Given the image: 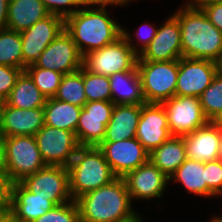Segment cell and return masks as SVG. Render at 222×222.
Returning a JSON list of instances; mask_svg holds the SVG:
<instances>
[{
    "mask_svg": "<svg viewBox=\"0 0 222 222\" xmlns=\"http://www.w3.org/2000/svg\"><path fill=\"white\" fill-rule=\"evenodd\" d=\"M142 26H145L146 28H143ZM143 29H145L147 32H145ZM157 29H158L157 27H154L153 25H150L148 23L141 25L139 27V29H137L136 35H137V38L141 41L140 48H136V53L138 55L140 53H142L147 48V46L150 44V42L152 41V39L156 35Z\"/></svg>",
    "mask_w": 222,
    "mask_h": 222,
    "instance_id": "obj_39",
    "label": "cell"
},
{
    "mask_svg": "<svg viewBox=\"0 0 222 222\" xmlns=\"http://www.w3.org/2000/svg\"><path fill=\"white\" fill-rule=\"evenodd\" d=\"M4 139L5 172L12 183L22 182L26 177L46 167L35 136H7Z\"/></svg>",
    "mask_w": 222,
    "mask_h": 222,
    "instance_id": "obj_6",
    "label": "cell"
},
{
    "mask_svg": "<svg viewBox=\"0 0 222 222\" xmlns=\"http://www.w3.org/2000/svg\"><path fill=\"white\" fill-rule=\"evenodd\" d=\"M45 125L43 107L20 109L3 106V136H34Z\"/></svg>",
    "mask_w": 222,
    "mask_h": 222,
    "instance_id": "obj_20",
    "label": "cell"
},
{
    "mask_svg": "<svg viewBox=\"0 0 222 222\" xmlns=\"http://www.w3.org/2000/svg\"><path fill=\"white\" fill-rule=\"evenodd\" d=\"M75 201L80 222H119L136 212L131 207L132 201L123 177H117Z\"/></svg>",
    "mask_w": 222,
    "mask_h": 222,
    "instance_id": "obj_3",
    "label": "cell"
},
{
    "mask_svg": "<svg viewBox=\"0 0 222 222\" xmlns=\"http://www.w3.org/2000/svg\"><path fill=\"white\" fill-rule=\"evenodd\" d=\"M114 106L112 101L102 100L84 104L76 128L80 146H98L103 141Z\"/></svg>",
    "mask_w": 222,
    "mask_h": 222,
    "instance_id": "obj_14",
    "label": "cell"
},
{
    "mask_svg": "<svg viewBox=\"0 0 222 222\" xmlns=\"http://www.w3.org/2000/svg\"><path fill=\"white\" fill-rule=\"evenodd\" d=\"M3 106H4V101L0 100V137L3 136Z\"/></svg>",
    "mask_w": 222,
    "mask_h": 222,
    "instance_id": "obj_47",
    "label": "cell"
},
{
    "mask_svg": "<svg viewBox=\"0 0 222 222\" xmlns=\"http://www.w3.org/2000/svg\"><path fill=\"white\" fill-rule=\"evenodd\" d=\"M98 147L117 177H124L128 172L149 160V152L137 138L118 142H101Z\"/></svg>",
    "mask_w": 222,
    "mask_h": 222,
    "instance_id": "obj_15",
    "label": "cell"
},
{
    "mask_svg": "<svg viewBox=\"0 0 222 222\" xmlns=\"http://www.w3.org/2000/svg\"><path fill=\"white\" fill-rule=\"evenodd\" d=\"M33 222H80L77 203L72 200L68 203L56 205Z\"/></svg>",
    "mask_w": 222,
    "mask_h": 222,
    "instance_id": "obj_34",
    "label": "cell"
},
{
    "mask_svg": "<svg viewBox=\"0 0 222 222\" xmlns=\"http://www.w3.org/2000/svg\"><path fill=\"white\" fill-rule=\"evenodd\" d=\"M23 70L12 67L0 65V100L5 101L16 84L17 78Z\"/></svg>",
    "mask_w": 222,
    "mask_h": 222,
    "instance_id": "obj_35",
    "label": "cell"
},
{
    "mask_svg": "<svg viewBox=\"0 0 222 222\" xmlns=\"http://www.w3.org/2000/svg\"><path fill=\"white\" fill-rule=\"evenodd\" d=\"M111 101L115 105L146 104L137 67L131 71L117 72L109 76Z\"/></svg>",
    "mask_w": 222,
    "mask_h": 222,
    "instance_id": "obj_23",
    "label": "cell"
},
{
    "mask_svg": "<svg viewBox=\"0 0 222 222\" xmlns=\"http://www.w3.org/2000/svg\"><path fill=\"white\" fill-rule=\"evenodd\" d=\"M24 71L30 76L40 92L47 98H52L56 95L64 76L60 72L35 67L33 64L27 66Z\"/></svg>",
    "mask_w": 222,
    "mask_h": 222,
    "instance_id": "obj_31",
    "label": "cell"
},
{
    "mask_svg": "<svg viewBox=\"0 0 222 222\" xmlns=\"http://www.w3.org/2000/svg\"><path fill=\"white\" fill-rule=\"evenodd\" d=\"M34 136L46 165L68 167L80 147L75 132L46 124Z\"/></svg>",
    "mask_w": 222,
    "mask_h": 222,
    "instance_id": "obj_8",
    "label": "cell"
},
{
    "mask_svg": "<svg viewBox=\"0 0 222 222\" xmlns=\"http://www.w3.org/2000/svg\"><path fill=\"white\" fill-rule=\"evenodd\" d=\"M64 31V18L50 14L30 28L20 32L23 54V71L34 64L48 45Z\"/></svg>",
    "mask_w": 222,
    "mask_h": 222,
    "instance_id": "obj_12",
    "label": "cell"
},
{
    "mask_svg": "<svg viewBox=\"0 0 222 222\" xmlns=\"http://www.w3.org/2000/svg\"><path fill=\"white\" fill-rule=\"evenodd\" d=\"M210 222H222V217L215 216L211 219Z\"/></svg>",
    "mask_w": 222,
    "mask_h": 222,
    "instance_id": "obj_51",
    "label": "cell"
},
{
    "mask_svg": "<svg viewBox=\"0 0 222 222\" xmlns=\"http://www.w3.org/2000/svg\"><path fill=\"white\" fill-rule=\"evenodd\" d=\"M122 29L110 18L105 7L94 9L84 6L64 19V30L82 56L115 42L122 36Z\"/></svg>",
    "mask_w": 222,
    "mask_h": 222,
    "instance_id": "obj_2",
    "label": "cell"
},
{
    "mask_svg": "<svg viewBox=\"0 0 222 222\" xmlns=\"http://www.w3.org/2000/svg\"><path fill=\"white\" fill-rule=\"evenodd\" d=\"M187 159L183 136H171L149 153V160L168 177Z\"/></svg>",
    "mask_w": 222,
    "mask_h": 222,
    "instance_id": "obj_25",
    "label": "cell"
},
{
    "mask_svg": "<svg viewBox=\"0 0 222 222\" xmlns=\"http://www.w3.org/2000/svg\"><path fill=\"white\" fill-rule=\"evenodd\" d=\"M83 84L87 102L111 101V88L108 76L95 74L83 67Z\"/></svg>",
    "mask_w": 222,
    "mask_h": 222,
    "instance_id": "obj_32",
    "label": "cell"
},
{
    "mask_svg": "<svg viewBox=\"0 0 222 222\" xmlns=\"http://www.w3.org/2000/svg\"><path fill=\"white\" fill-rule=\"evenodd\" d=\"M20 32L11 29L0 30V65L23 70V54Z\"/></svg>",
    "mask_w": 222,
    "mask_h": 222,
    "instance_id": "obj_29",
    "label": "cell"
},
{
    "mask_svg": "<svg viewBox=\"0 0 222 222\" xmlns=\"http://www.w3.org/2000/svg\"><path fill=\"white\" fill-rule=\"evenodd\" d=\"M220 133L210 121L194 132L183 136L187 159L199 162H209L218 159Z\"/></svg>",
    "mask_w": 222,
    "mask_h": 222,
    "instance_id": "obj_19",
    "label": "cell"
},
{
    "mask_svg": "<svg viewBox=\"0 0 222 222\" xmlns=\"http://www.w3.org/2000/svg\"><path fill=\"white\" fill-rule=\"evenodd\" d=\"M222 2V0H191V2L187 3L190 6L198 9H202L203 7L213 4V3H219Z\"/></svg>",
    "mask_w": 222,
    "mask_h": 222,
    "instance_id": "obj_43",
    "label": "cell"
},
{
    "mask_svg": "<svg viewBox=\"0 0 222 222\" xmlns=\"http://www.w3.org/2000/svg\"><path fill=\"white\" fill-rule=\"evenodd\" d=\"M49 15L41 0H9L7 28L22 32Z\"/></svg>",
    "mask_w": 222,
    "mask_h": 222,
    "instance_id": "obj_24",
    "label": "cell"
},
{
    "mask_svg": "<svg viewBox=\"0 0 222 222\" xmlns=\"http://www.w3.org/2000/svg\"><path fill=\"white\" fill-rule=\"evenodd\" d=\"M0 222H20L10 211L0 212Z\"/></svg>",
    "mask_w": 222,
    "mask_h": 222,
    "instance_id": "obj_44",
    "label": "cell"
},
{
    "mask_svg": "<svg viewBox=\"0 0 222 222\" xmlns=\"http://www.w3.org/2000/svg\"><path fill=\"white\" fill-rule=\"evenodd\" d=\"M68 171L70 193L74 201L117 178L98 146H80Z\"/></svg>",
    "mask_w": 222,
    "mask_h": 222,
    "instance_id": "obj_4",
    "label": "cell"
},
{
    "mask_svg": "<svg viewBox=\"0 0 222 222\" xmlns=\"http://www.w3.org/2000/svg\"><path fill=\"white\" fill-rule=\"evenodd\" d=\"M46 100L47 97L40 92L30 76L23 71L4 102L13 108L35 109L44 107Z\"/></svg>",
    "mask_w": 222,
    "mask_h": 222,
    "instance_id": "obj_27",
    "label": "cell"
},
{
    "mask_svg": "<svg viewBox=\"0 0 222 222\" xmlns=\"http://www.w3.org/2000/svg\"><path fill=\"white\" fill-rule=\"evenodd\" d=\"M33 65L65 75L76 72L83 66V56L71 36L64 30L40 54Z\"/></svg>",
    "mask_w": 222,
    "mask_h": 222,
    "instance_id": "obj_13",
    "label": "cell"
},
{
    "mask_svg": "<svg viewBox=\"0 0 222 222\" xmlns=\"http://www.w3.org/2000/svg\"><path fill=\"white\" fill-rule=\"evenodd\" d=\"M9 0H0V30L7 28Z\"/></svg>",
    "mask_w": 222,
    "mask_h": 222,
    "instance_id": "obj_42",
    "label": "cell"
},
{
    "mask_svg": "<svg viewBox=\"0 0 222 222\" xmlns=\"http://www.w3.org/2000/svg\"><path fill=\"white\" fill-rule=\"evenodd\" d=\"M174 178V179H173ZM169 179L178 181L186 187L188 192L197 196H217L206 183L205 163L186 159L177 170L169 176Z\"/></svg>",
    "mask_w": 222,
    "mask_h": 222,
    "instance_id": "obj_26",
    "label": "cell"
},
{
    "mask_svg": "<svg viewBox=\"0 0 222 222\" xmlns=\"http://www.w3.org/2000/svg\"><path fill=\"white\" fill-rule=\"evenodd\" d=\"M119 222H142V219L140 218V215L135 212L131 217L121 220Z\"/></svg>",
    "mask_w": 222,
    "mask_h": 222,
    "instance_id": "obj_48",
    "label": "cell"
},
{
    "mask_svg": "<svg viewBox=\"0 0 222 222\" xmlns=\"http://www.w3.org/2000/svg\"><path fill=\"white\" fill-rule=\"evenodd\" d=\"M0 172H5V152L3 137H0Z\"/></svg>",
    "mask_w": 222,
    "mask_h": 222,
    "instance_id": "obj_45",
    "label": "cell"
},
{
    "mask_svg": "<svg viewBox=\"0 0 222 222\" xmlns=\"http://www.w3.org/2000/svg\"><path fill=\"white\" fill-rule=\"evenodd\" d=\"M35 196L46 198L55 205L71 202L68 167L51 166L40 169L21 182Z\"/></svg>",
    "mask_w": 222,
    "mask_h": 222,
    "instance_id": "obj_9",
    "label": "cell"
},
{
    "mask_svg": "<svg viewBox=\"0 0 222 222\" xmlns=\"http://www.w3.org/2000/svg\"><path fill=\"white\" fill-rule=\"evenodd\" d=\"M169 132L167 114L162 104L146 103L141 105V115L135 138L150 153L168 140Z\"/></svg>",
    "mask_w": 222,
    "mask_h": 222,
    "instance_id": "obj_16",
    "label": "cell"
},
{
    "mask_svg": "<svg viewBox=\"0 0 222 222\" xmlns=\"http://www.w3.org/2000/svg\"><path fill=\"white\" fill-rule=\"evenodd\" d=\"M181 28L182 57L218 62L222 55V32L202 9L189 4L173 14Z\"/></svg>",
    "mask_w": 222,
    "mask_h": 222,
    "instance_id": "obj_1",
    "label": "cell"
},
{
    "mask_svg": "<svg viewBox=\"0 0 222 222\" xmlns=\"http://www.w3.org/2000/svg\"><path fill=\"white\" fill-rule=\"evenodd\" d=\"M202 10L211 23L222 32V2L207 5Z\"/></svg>",
    "mask_w": 222,
    "mask_h": 222,
    "instance_id": "obj_40",
    "label": "cell"
},
{
    "mask_svg": "<svg viewBox=\"0 0 222 222\" xmlns=\"http://www.w3.org/2000/svg\"><path fill=\"white\" fill-rule=\"evenodd\" d=\"M218 73V64L211 60L181 57L175 96L200 97Z\"/></svg>",
    "mask_w": 222,
    "mask_h": 222,
    "instance_id": "obj_11",
    "label": "cell"
},
{
    "mask_svg": "<svg viewBox=\"0 0 222 222\" xmlns=\"http://www.w3.org/2000/svg\"><path fill=\"white\" fill-rule=\"evenodd\" d=\"M123 179L131 201L134 199L150 200L161 198L166 190L169 177L161 172L150 160L135 170L128 172ZM133 199V200H132Z\"/></svg>",
    "mask_w": 222,
    "mask_h": 222,
    "instance_id": "obj_18",
    "label": "cell"
},
{
    "mask_svg": "<svg viewBox=\"0 0 222 222\" xmlns=\"http://www.w3.org/2000/svg\"><path fill=\"white\" fill-rule=\"evenodd\" d=\"M182 57L181 28L172 15L161 25L138 61H173Z\"/></svg>",
    "mask_w": 222,
    "mask_h": 222,
    "instance_id": "obj_17",
    "label": "cell"
},
{
    "mask_svg": "<svg viewBox=\"0 0 222 222\" xmlns=\"http://www.w3.org/2000/svg\"><path fill=\"white\" fill-rule=\"evenodd\" d=\"M200 104L205 117L211 121L222 110V74L217 73L201 94Z\"/></svg>",
    "mask_w": 222,
    "mask_h": 222,
    "instance_id": "obj_33",
    "label": "cell"
},
{
    "mask_svg": "<svg viewBox=\"0 0 222 222\" xmlns=\"http://www.w3.org/2000/svg\"><path fill=\"white\" fill-rule=\"evenodd\" d=\"M54 206L52 201L35 196L21 182L12 185L10 211L20 222H33Z\"/></svg>",
    "mask_w": 222,
    "mask_h": 222,
    "instance_id": "obj_21",
    "label": "cell"
},
{
    "mask_svg": "<svg viewBox=\"0 0 222 222\" xmlns=\"http://www.w3.org/2000/svg\"><path fill=\"white\" fill-rule=\"evenodd\" d=\"M146 103L161 104L175 96L178 60L137 61Z\"/></svg>",
    "mask_w": 222,
    "mask_h": 222,
    "instance_id": "obj_7",
    "label": "cell"
},
{
    "mask_svg": "<svg viewBox=\"0 0 222 222\" xmlns=\"http://www.w3.org/2000/svg\"><path fill=\"white\" fill-rule=\"evenodd\" d=\"M210 122L222 131V110Z\"/></svg>",
    "mask_w": 222,
    "mask_h": 222,
    "instance_id": "obj_46",
    "label": "cell"
},
{
    "mask_svg": "<svg viewBox=\"0 0 222 222\" xmlns=\"http://www.w3.org/2000/svg\"><path fill=\"white\" fill-rule=\"evenodd\" d=\"M131 35L122 29V36L115 42L83 56V67L95 74L111 76L117 72L131 71L137 67L139 55Z\"/></svg>",
    "mask_w": 222,
    "mask_h": 222,
    "instance_id": "obj_5",
    "label": "cell"
},
{
    "mask_svg": "<svg viewBox=\"0 0 222 222\" xmlns=\"http://www.w3.org/2000/svg\"><path fill=\"white\" fill-rule=\"evenodd\" d=\"M82 6L91 7L92 6H100L105 7L107 5H124L120 0H81Z\"/></svg>",
    "mask_w": 222,
    "mask_h": 222,
    "instance_id": "obj_41",
    "label": "cell"
},
{
    "mask_svg": "<svg viewBox=\"0 0 222 222\" xmlns=\"http://www.w3.org/2000/svg\"><path fill=\"white\" fill-rule=\"evenodd\" d=\"M207 186L218 196L222 194V161L205 162Z\"/></svg>",
    "mask_w": 222,
    "mask_h": 222,
    "instance_id": "obj_36",
    "label": "cell"
},
{
    "mask_svg": "<svg viewBox=\"0 0 222 222\" xmlns=\"http://www.w3.org/2000/svg\"><path fill=\"white\" fill-rule=\"evenodd\" d=\"M12 181L6 172H0V212L11 207Z\"/></svg>",
    "mask_w": 222,
    "mask_h": 222,
    "instance_id": "obj_38",
    "label": "cell"
},
{
    "mask_svg": "<svg viewBox=\"0 0 222 222\" xmlns=\"http://www.w3.org/2000/svg\"><path fill=\"white\" fill-rule=\"evenodd\" d=\"M44 109L45 124L75 132L82 107L52 98H47Z\"/></svg>",
    "mask_w": 222,
    "mask_h": 222,
    "instance_id": "obj_28",
    "label": "cell"
},
{
    "mask_svg": "<svg viewBox=\"0 0 222 222\" xmlns=\"http://www.w3.org/2000/svg\"><path fill=\"white\" fill-rule=\"evenodd\" d=\"M41 2L45 5L50 14L61 16L64 19L74 14L79 10L77 8L82 6L81 0H41ZM71 6H75V8L71 9Z\"/></svg>",
    "mask_w": 222,
    "mask_h": 222,
    "instance_id": "obj_37",
    "label": "cell"
},
{
    "mask_svg": "<svg viewBox=\"0 0 222 222\" xmlns=\"http://www.w3.org/2000/svg\"><path fill=\"white\" fill-rule=\"evenodd\" d=\"M141 105H115L102 142H118L135 138Z\"/></svg>",
    "mask_w": 222,
    "mask_h": 222,
    "instance_id": "obj_22",
    "label": "cell"
},
{
    "mask_svg": "<svg viewBox=\"0 0 222 222\" xmlns=\"http://www.w3.org/2000/svg\"><path fill=\"white\" fill-rule=\"evenodd\" d=\"M120 1L125 5L127 3L129 4V2H131L132 0H120Z\"/></svg>",
    "mask_w": 222,
    "mask_h": 222,
    "instance_id": "obj_52",
    "label": "cell"
},
{
    "mask_svg": "<svg viewBox=\"0 0 222 222\" xmlns=\"http://www.w3.org/2000/svg\"><path fill=\"white\" fill-rule=\"evenodd\" d=\"M55 99L83 107L87 102L83 84V66L76 72L65 74Z\"/></svg>",
    "mask_w": 222,
    "mask_h": 222,
    "instance_id": "obj_30",
    "label": "cell"
},
{
    "mask_svg": "<svg viewBox=\"0 0 222 222\" xmlns=\"http://www.w3.org/2000/svg\"><path fill=\"white\" fill-rule=\"evenodd\" d=\"M161 104L166 111L172 136L187 135L209 122L203 113L199 97L173 96Z\"/></svg>",
    "mask_w": 222,
    "mask_h": 222,
    "instance_id": "obj_10",
    "label": "cell"
},
{
    "mask_svg": "<svg viewBox=\"0 0 222 222\" xmlns=\"http://www.w3.org/2000/svg\"><path fill=\"white\" fill-rule=\"evenodd\" d=\"M217 64H218V72L222 74V55Z\"/></svg>",
    "mask_w": 222,
    "mask_h": 222,
    "instance_id": "obj_50",
    "label": "cell"
},
{
    "mask_svg": "<svg viewBox=\"0 0 222 222\" xmlns=\"http://www.w3.org/2000/svg\"><path fill=\"white\" fill-rule=\"evenodd\" d=\"M218 160L222 161V131L220 133V141H219V148H218Z\"/></svg>",
    "mask_w": 222,
    "mask_h": 222,
    "instance_id": "obj_49",
    "label": "cell"
}]
</instances>
